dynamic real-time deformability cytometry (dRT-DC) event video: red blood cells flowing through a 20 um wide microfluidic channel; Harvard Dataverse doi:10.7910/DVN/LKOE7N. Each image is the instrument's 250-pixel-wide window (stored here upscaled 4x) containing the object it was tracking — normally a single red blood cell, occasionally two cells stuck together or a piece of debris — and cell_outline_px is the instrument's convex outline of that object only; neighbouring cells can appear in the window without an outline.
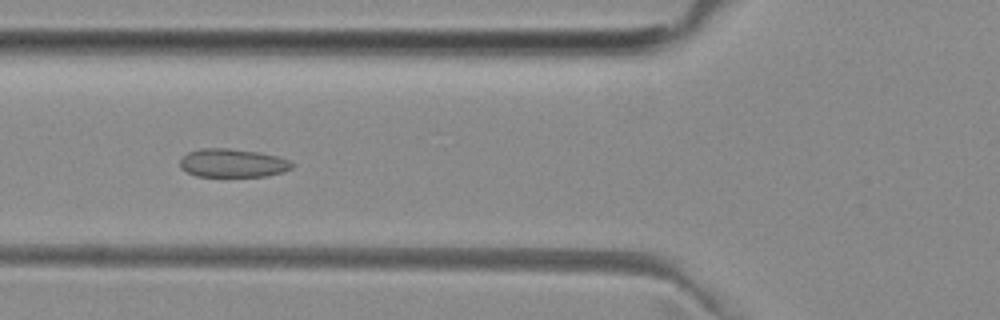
{"species": "common noctule bat (a hibernating species)", "species_latin": "Nyctalus noctula", "temperature_condition": "room temperature", "stored_images_in_passage": 51, "camera_frame_rate_fps": 3000, "um_per_image_px": 0.085, "animal": {"sex": "female", "body_mass_g": 29.2, "forearm_length_mm": 56.3}, "frame": {"image": 1, "passage_image": 18, "time_ms": 5.667, "image_size_px": [1000, 320], "cell_outline_px": [[292, 168], [284, 172], [268, 176], [196, 176], [180, 168], [180, 160], [188, 152], [200, 148], [228, 148], [260, 152], [292, 160]], "centroid_in_image_um": [19.8, 13.85], "position_along_channel_um": 106.0, "area_um2": 18.67}}
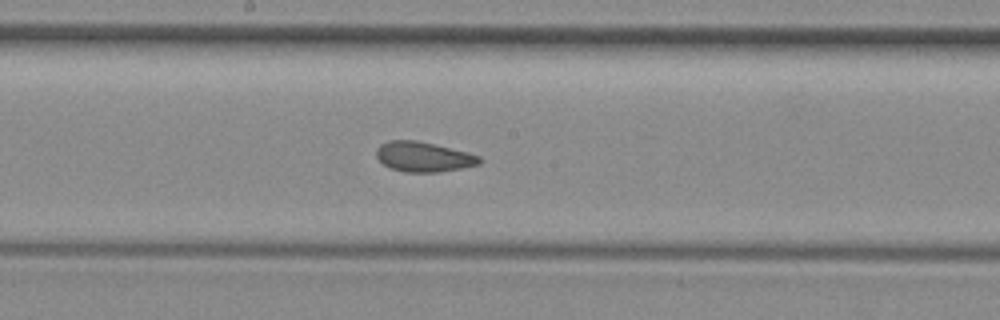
{"frame": {"image": 2, "passage_image": 26, "time_ms": 8.333, "image_size_px": [1000, 320], "cell_outline_px": [[484, 160], [480, 164], [440, 172], [404, 172], [388, 168], [376, 156], [376, 148], [380, 144], [388, 140], [416, 140], [468, 152], [480, 156]], "centroid_in_image_um": [35.99, 13.33], "position_along_channel_um": 212.2, "area_um2": 18.15}}
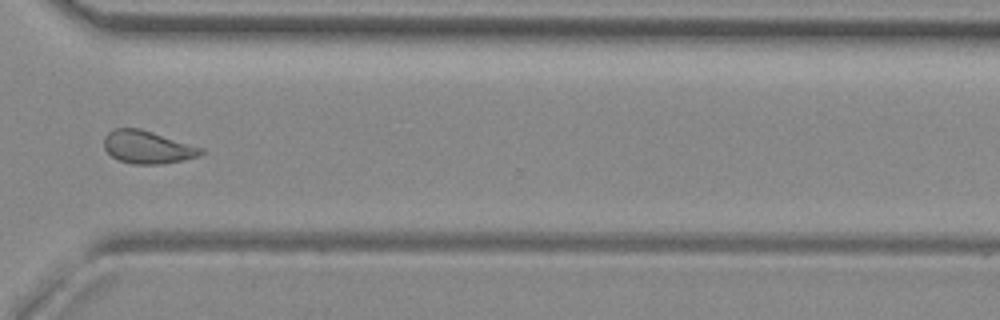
{"frame": {"image": 3, "passage_image": 37, "time_ms": 12.0, "image_size_px": [1000, 320], "cell_outline_px": [[204, 152], [196, 156], [180, 160], [160, 164], [132, 164], [120, 160], [112, 156], [104, 148], [104, 136], [108, 132], [116, 128], [140, 128], [204, 148]], "centroid_in_image_um": [12.51, 12.49], "position_along_channel_um": 358.1, "area_um2": 18.32}, "authors_computed_cell_mechanics": {"area_um2": 18.785, "velocity_mm_per_s": 3.979, "shape_relaxation_time_tau1_ms": null, "shape_relaxation_time_tau2_ms": 1.9523, "deformation_change_tau1": null, "deformation_change_tau2": 0.0807}}